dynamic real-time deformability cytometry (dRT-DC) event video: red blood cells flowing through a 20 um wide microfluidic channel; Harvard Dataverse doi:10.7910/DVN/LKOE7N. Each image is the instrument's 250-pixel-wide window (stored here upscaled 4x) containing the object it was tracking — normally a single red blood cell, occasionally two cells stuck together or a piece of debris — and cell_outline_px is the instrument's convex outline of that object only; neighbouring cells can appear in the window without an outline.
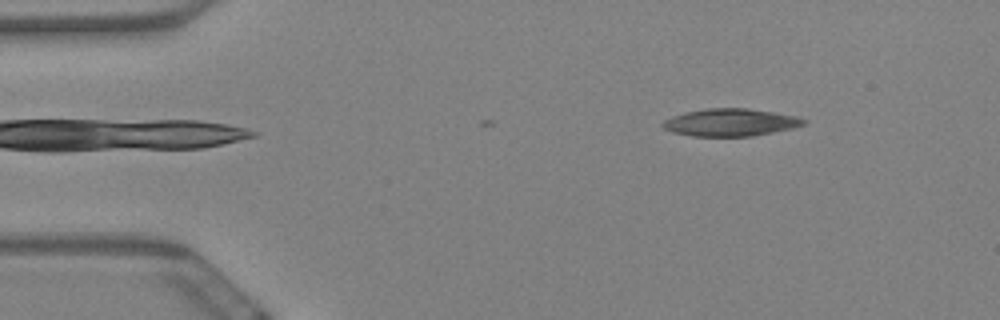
{"species": "Egyptian fruit bat (a non-hibernating species)", "species_latin": "Rousettus aegyptiacus", "temperature_condition": "warm", "stored_images_in_passage": 3, "camera_frame_rate_fps": 3000, "um_per_image_px": 0.085, "animal": {"sex": "female"}, "frame": {"image": 1, "passage_image": 1, "time_ms": 0.0, "image_size_px": [1000, 320], "cell_outline_px": [[808, 120], [804, 124], [792, 128], [752, 136], [692, 136], [672, 132], [664, 128], [660, 124], [664, 120], [672, 116], [684, 112], [708, 108], [748, 108], [796, 116]], "centroid_in_image_um": [62.06, 10.4], "position_along_channel_um": 22.9, "area_um2": 22.48}}